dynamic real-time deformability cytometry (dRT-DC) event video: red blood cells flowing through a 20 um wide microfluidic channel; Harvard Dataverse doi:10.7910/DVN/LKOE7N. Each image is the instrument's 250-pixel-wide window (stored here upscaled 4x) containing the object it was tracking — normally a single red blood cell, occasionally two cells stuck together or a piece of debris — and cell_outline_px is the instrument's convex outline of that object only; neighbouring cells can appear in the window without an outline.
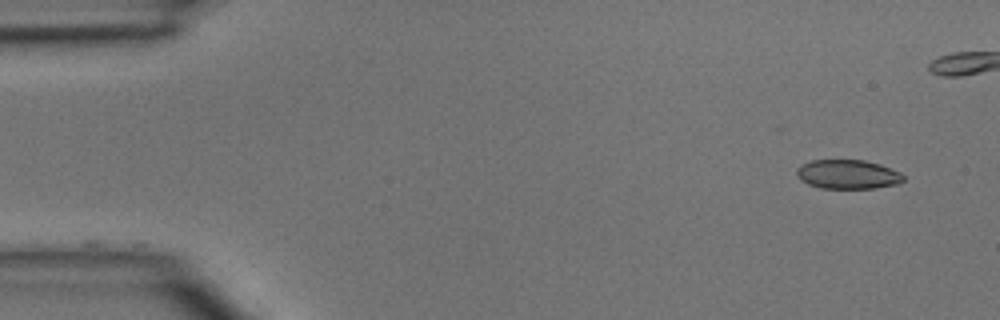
{"species": "common noctule bat (a hibernating species)", "species_latin": "Nyctalus noctula", "temperature_condition": "room temperature", "stored_images_in_passage": 36, "camera_frame_rate_fps": 3000, "um_per_image_px": 0.085, "animal": {"sex": "male", "body_mass_g": 15.6}, "frame": {"image": 1, "passage_image": 1, "time_ms": 0.0, "image_size_px": [1000, 320], "cell_outline_px": [[904, 180], [896, 184], [872, 188], [820, 188], [808, 184], [800, 180], [796, 176], [796, 172], [804, 164], [812, 160], [864, 160], [880, 164], [900, 172], [904, 176]], "centroid_in_image_um": [72.06, 14.82], "position_along_channel_um": 12.9, "area_um2": 17.98}}